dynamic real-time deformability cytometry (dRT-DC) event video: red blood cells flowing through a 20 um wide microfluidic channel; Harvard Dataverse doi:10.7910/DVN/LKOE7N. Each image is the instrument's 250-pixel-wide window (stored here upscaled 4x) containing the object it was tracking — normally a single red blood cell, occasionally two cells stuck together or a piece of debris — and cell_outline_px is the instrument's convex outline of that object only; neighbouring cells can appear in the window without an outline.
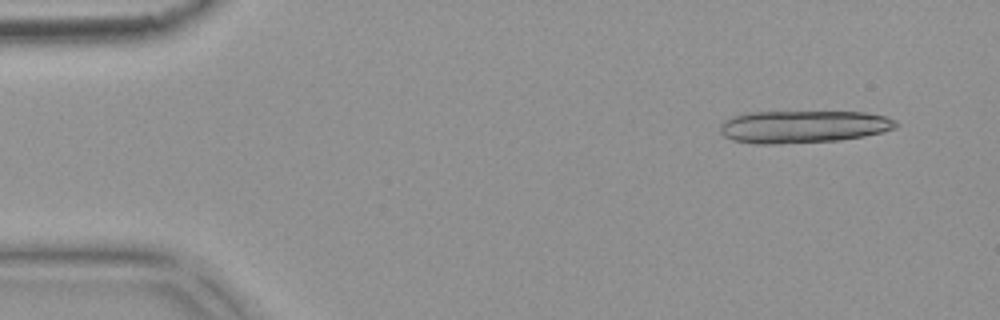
{"species": "common noctule bat (a hibernating species)", "species_latin": "Nyctalus noctula", "temperature_condition": "warm", "stored_images_in_passage": 4, "camera_frame_rate_fps": 3000, "um_per_image_px": 0.085, "animal": {"sex": "female", "body_mass_g": 18.4}, "frame": {"image": 1, "passage_image": 1, "time_ms": 0.0, "image_size_px": [1000, 320], "cell_outline_px": [[900, 124], [896, 128], [884, 132], [864, 136], [840, 140], [776, 144], [756, 144], [732, 140], [724, 136], [720, 132], [720, 124], [724, 120], [732, 116], [748, 112], [864, 112], [884, 116], [896, 120]], "centroid_in_image_um": [68.27, 10.77], "position_along_channel_um": 16.7, "area_um2": 33.52}}